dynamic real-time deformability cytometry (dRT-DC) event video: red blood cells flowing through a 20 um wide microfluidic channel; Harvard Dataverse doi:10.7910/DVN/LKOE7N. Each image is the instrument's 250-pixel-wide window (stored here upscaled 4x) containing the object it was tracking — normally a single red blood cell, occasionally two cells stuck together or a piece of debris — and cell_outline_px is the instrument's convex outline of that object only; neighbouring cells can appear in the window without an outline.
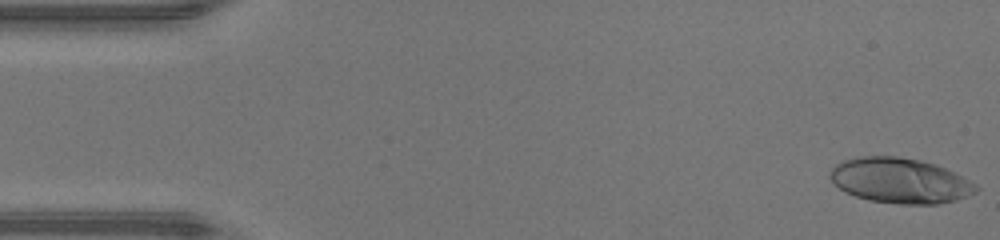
{"species": "human", "species_latin": "Homo sapiens", "temperature_condition": "warm", "stored_images_in_passage": 40, "camera_frame_rate_fps": 3000, "um_per_image_px": 0.085, "donor": {"sex": "male"}, "frame": {"image": 1, "passage_image": 1, "time_ms": 0.0, "image_size_px": [1000, 240], "cell_outline_px": [[980, 188], [976, 192], [968, 196], [956, 200], [940, 204], [900, 204], [868, 200], [844, 192], [828, 176], [828, 172], [836, 164], [844, 160], [860, 156], [896, 156], [920, 160], [936, 164], [976, 184]], "centroid_in_image_um": [76.49, 15.36], "position_along_channel_um": 8.5, "area_um2": 38.44}}
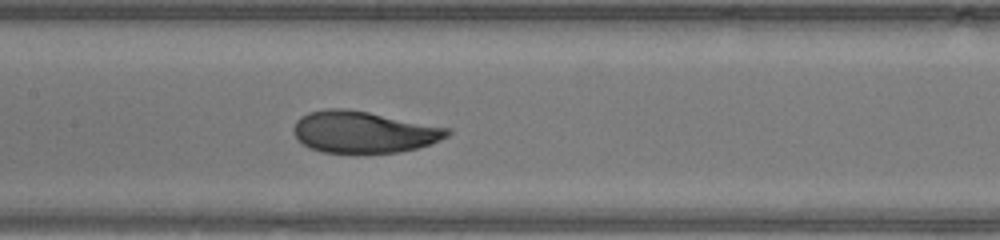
{"frame": {"image": 2, "passage_image": 22, "time_ms": 7.0, "image_size_px": [1000, 240], "cell_outline_px": [[452, 132], [448, 136], [440, 140], [416, 148], [396, 152], [320, 152], [304, 144], [296, 136], [292, 128], [296, 120], [300, 116], [308, 112], [328, 108], [348, 108], [452, 128]], "centroid_in_image_um": [30.92, 11.19], "position_along_channel_um": 176.5, "area_um2": 37.22}}
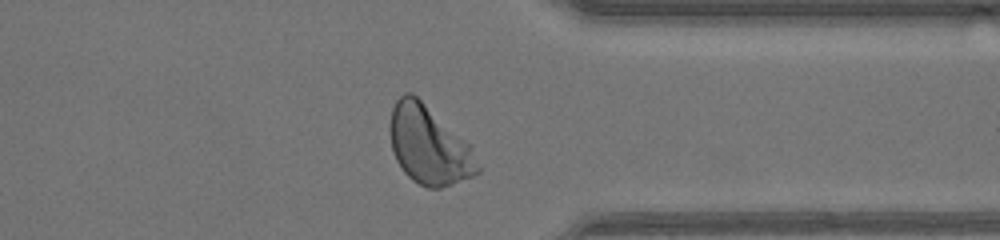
{"frame": {"image": 3, "passage_image": 36, "time_ms": 11.667, "image_size_px": [1000, 240], "cell_outline_px": [[480, 172], [472, 176], [452, 184], [440, 188], [428, 188], [412, 180], [404, 172], [396, 160], [392, 148], [388, 128], [392, 108], [396, 100], [404, 92], [412, 92], [464, 140], [472, 148], [480, 168]], "centroid_in_image_um": [36.42, 12.35], "position_along_channel_um": 375.0, "area_um2": 39.65}, "authors_computed_cell_mechanics": {"area_um2": 37.8879, "velocity_mm_per_s": 4.3914, "shape_relaxation_time_tau1_ms": 3.0106, "shape_relaxation_time_tau2_ms": null, "deformation_change_tau1": 0.1985, "deformation_change_tau2": null}}